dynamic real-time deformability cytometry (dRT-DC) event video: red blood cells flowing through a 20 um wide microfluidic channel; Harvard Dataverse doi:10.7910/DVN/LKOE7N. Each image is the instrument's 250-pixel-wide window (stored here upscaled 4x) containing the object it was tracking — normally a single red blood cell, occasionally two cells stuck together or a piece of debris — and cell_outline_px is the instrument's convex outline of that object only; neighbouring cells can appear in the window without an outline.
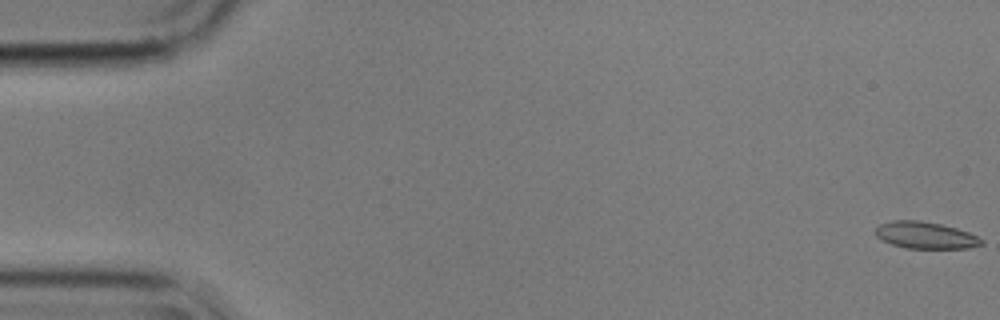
{"species": "common noctule bat (a hibernating species)", "species_latin": "Nyctalus noctula", "temperature_condition": "cold", "stored_images_in_passage": 8, "camera_frame_rate_fps": 3000, "um_per_image_px": 0.085, "animal": {"sex": "male", "body_mass_g": 17.9}, "frame": {"image": 1, "passage_image": 1, "time_ms": 0.0, "image_size_px": [1000, 320], "cell_outline_px": [[984, 244], [968, 248], [908, 248], [892, 244], [876, 236], [876, 228], [880, 224], [892, 220], [920, 220], [940, 224], [956, 228], [968, 232], [984, 240]], "centroid_in_image_um": [78.68, 19.99], "position_along_channel_um": 6.3, "area_um2": 16.42}}